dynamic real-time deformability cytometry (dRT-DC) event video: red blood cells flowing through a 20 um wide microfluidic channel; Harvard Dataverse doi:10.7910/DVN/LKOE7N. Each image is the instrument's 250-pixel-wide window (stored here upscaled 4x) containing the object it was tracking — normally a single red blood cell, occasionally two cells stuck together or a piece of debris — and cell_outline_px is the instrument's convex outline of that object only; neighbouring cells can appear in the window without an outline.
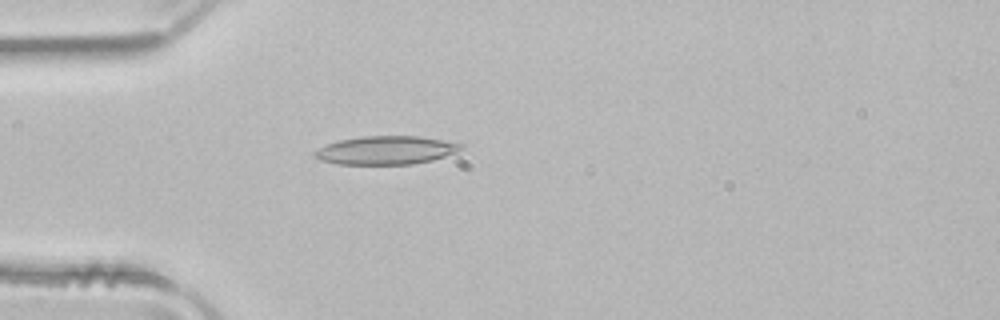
{"species": "common noctule bat (a hibernating species)", "species_latin": "Nyctalus noctula", "temperature_condition": "room temperature", "stored_images_in_passage": 50, "camera_frame_rate_fps": 3000, "um_per_image_px": 0.085, "animal": {"sex": "male", "body_mass_g": 21.5, "forearm_length_mm": 52.0}, "frame": {"image": 1, "passage_image": 14, "time_ms": 4.333, "image_size_px": [1000, 320], "cell_outline_px": [[464, 148], [456, 152], [432, 160], [412, 164], [336, 164], [320, 160], [312, 156], [312, 152], [328, 144], [340, 140], [360, 136], [420, 136], [464, 144]], "centroid_in_image_um": [32.8, 12.77], "position_along_channel_um": 52.2, "area_um2": 24.22}}
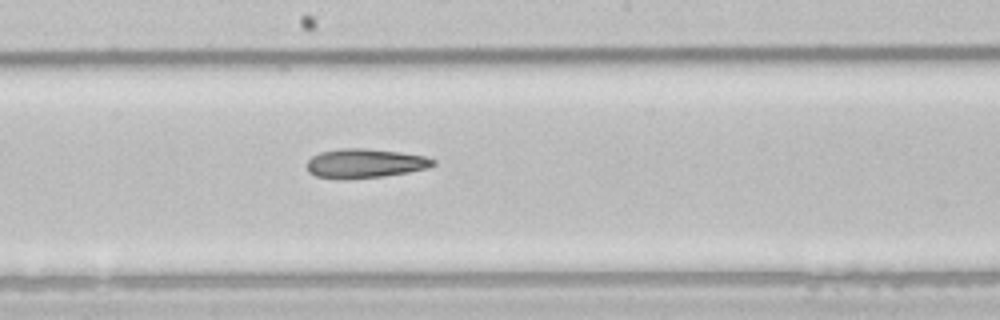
{"frame": {"image": 2, "passage_image": 27, "time_ms": 8.667, "image_size_px": [1000, 320], "cell_outline_px": [[436, 164], [428, 168], [408, 172], [384, 176], [348, 180], [340, 180], [316, 176], [308, 172], [308, 160], [312, 156], [320, 152], [340, 148], [364, 148], [400, 152], [424, 156], [436, 160]], "centroid_in_image_um": [31.01, 13.9], "position_along_channel_um": 217.2, "area_um2": 21.73}}
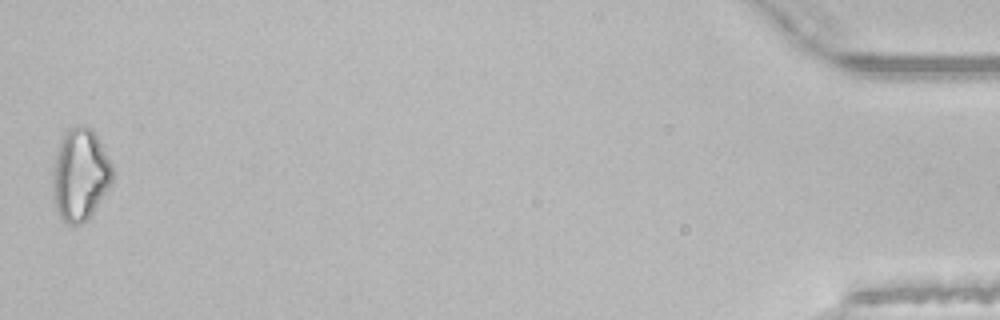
{"frame": {"image": 3, "passage_image": 50, "time_ms": 16.333, "image_size_px": [1000, 320], "cell_outline_px": [[112, 180], [108, 188], [88, 220], [80, 224], [64, 224], [56, 208], [52, 188], [52, 184], [56, 152], [60, 140], [64, 132], [68, 128], [76, 124], [80, 124], [92, 128], [112, 164]], "centroid_in_image_um": [6.8, 14.83], "position_along_channel_um": 428.4, "area_um2": 32.08}, "authors_computed_cell_mechanics": {"area_um2": 23.0622, "velocity_mm_per_s": 4.0001, "shape_relaxation_time_tau1_ms": 8.7076, "shape_relaxation_time_tau2_ms": null, "deformation_change_tau1": 0.1912, "deformation_change_tau2": null}}